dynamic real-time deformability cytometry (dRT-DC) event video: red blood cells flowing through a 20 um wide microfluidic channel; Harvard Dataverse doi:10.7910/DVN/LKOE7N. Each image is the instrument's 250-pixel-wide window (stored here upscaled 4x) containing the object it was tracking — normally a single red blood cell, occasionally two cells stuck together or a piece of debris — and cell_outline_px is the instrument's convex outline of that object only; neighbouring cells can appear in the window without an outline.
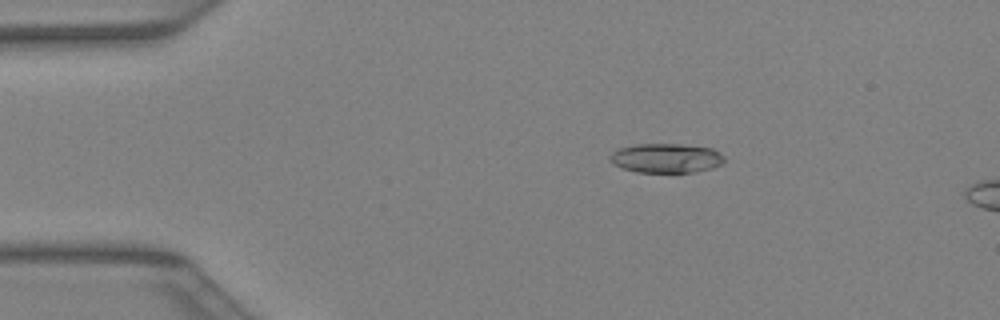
{"species": "Egyptian fruit bat (a non-hibernating species)", "species_latin": "Rousettus aegyptiacus", "temperature_condition": "warm", "stored_images_in_passage": 43, "segment_of_instrument_passage": [1, 2], "camera_frame_rate_fps": 3000, "um_per_image_px": 0.085, "animal": {"sex": "female"}, "frame": {"image": 1, "passage_image": 8, "time_ms": 2.333, "image_size_px": [1000, 320], "cell_outline_px": [[724, 160], [720, 164], [712, 168], [696, 172], [636, 172], [612, 164], [608, 156], [616, 148], [636, 144], [680, 144], [712, 148], [720, 152], [724, 156]], "centroid_in_image_um": [56.59, 13.43], "position_along_channel_um": 28.4, "area_um2": 19.71}}
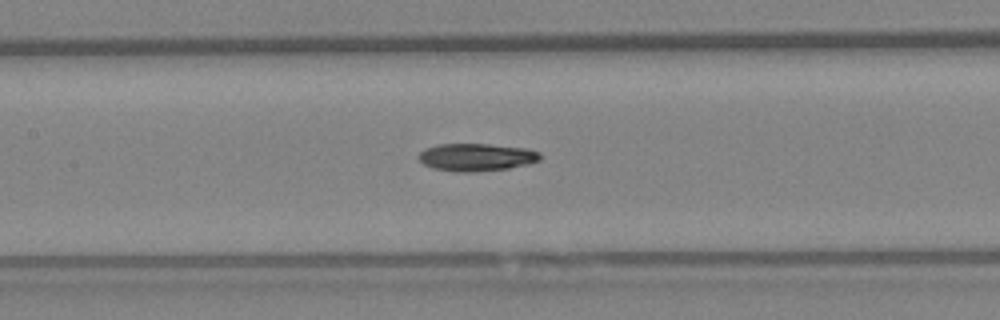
{"frame": {"image": 2, "passage_image": 20, "time_ms": 6.333, "image_size_px": [1000, 320], "cell_outline_px": [[540, 160], [528, 164], [508, 168], [472, 172], [456, 172], [432, 168], [424, 164], [416, 156], [424, 148], [436, 144], [488, 144], [528, 148], [540, 152]], "centroid_in_image_um": [40.47, 13.35], "position_along_channel_um": 166.9, "area_um2": 19.71}}
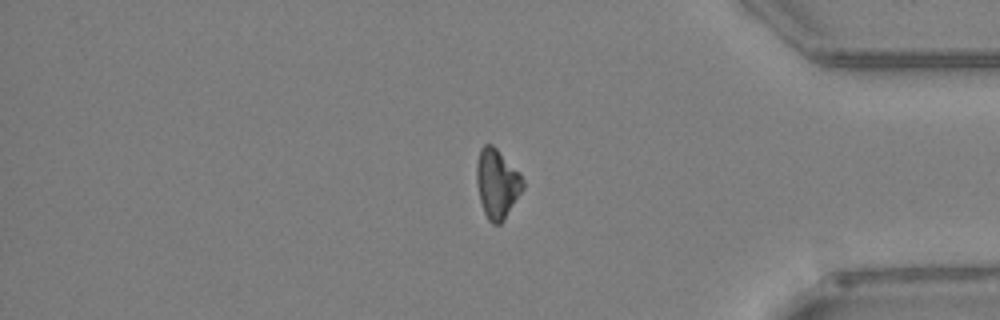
{"frame": {"image": 3, "passage_image": 35, "time_ms": 11.333, "image_size_px": [1000, 320], "cell_outline_px": [[524, 188], [504, 220], [500, 224], [492, 224], [488, 220], [484, 212], [480, 200], [476, 180], [476, 164], [480, 148], [484, 144], [492, 144], [520, 172], [524, 180]], "centroid_in_image_um": [42.25, 15.6], "position_along_channel_um": 392.9, "area_um2": 18.84}}